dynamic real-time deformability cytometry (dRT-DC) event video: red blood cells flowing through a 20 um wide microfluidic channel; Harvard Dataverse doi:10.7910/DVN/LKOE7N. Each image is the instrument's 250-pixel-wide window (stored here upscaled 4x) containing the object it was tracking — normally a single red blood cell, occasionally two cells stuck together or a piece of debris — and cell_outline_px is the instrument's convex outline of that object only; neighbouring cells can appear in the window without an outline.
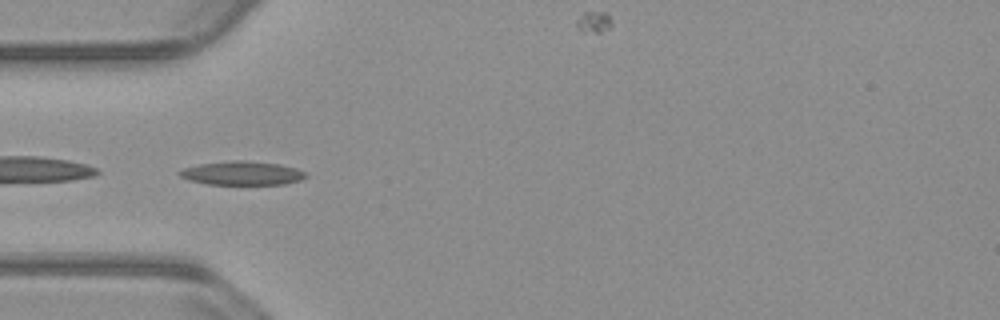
{"species": "common noctule bat (a hibernating species)", "species_latin": "Nyctalus noctula", "temperature_condition": "warm", "stored_images_in_passage": 39, "camera_frame_rate_fps": 3000, "um_per_image_px": 0.085, "animal": {"sex": "male", "body_mass_g": 23.1, "forearm_length_mm": 52.7}, "frame": {"image": 1, "passage_image": 1, "time_ms": 0.0, "image_size_px": [1000, 320], "cell_outline_px": [[308, 176], [300, 180], [284, 184], [208, 184], [188, 180], [180, 176], [176, 172], [184, 168], [200, 164], [228, 160], [244, 160], [280, 164], [296, 168], [304, 172]], "centroid_in_image_um": [20.56, 14.71], "position_along_channel_um": 64.4, "area_um2": 17.51}}
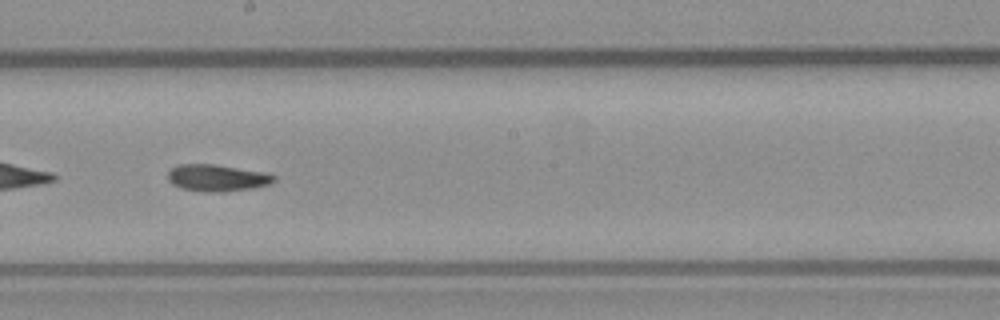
{"frame": {"image": 2, "passage_image": 14, "time_ms": 4.333, "image_size_px": [1000, 320], "cell_outline_px": [[276, 180], [272, 184], [256, 188], [224, 192], [204, 192], [180, 188], [172, 184], [168, 180], [168, 172], [176, 164], [212, 164], [264, 172], [276, 176]], "centroid_in_image_um": [18.47, 15.13], "position_along_channel_um": 229.7, "area_um2": 16.82}}
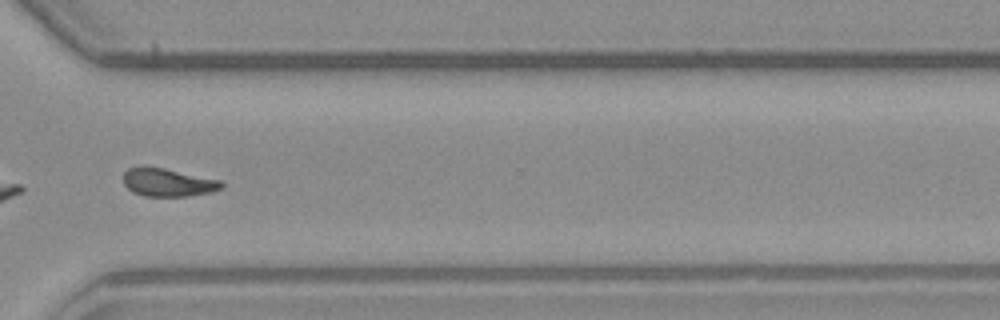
{"frame": {"image": 3, "passage_image": 24, "time_ms": 7.667, "image_size_px": [1000, 320], "cell_outline_px": [[224, 188], [208, 192], [188, 196], [144, 196], [132, 192], [124, 184], [124, 172], [128, 168], [140, 164], [144, 164], [164, 168], [220, 180], [224, 184]], "centroid_in_image_um": [14.22, 15.48], "position_along_channel_um": 356.4, "area_um2": 16.3}, "authors_computed_cell_mechanics": {"area_um2": 16.3574, "velocity_mm_per_s": 3.8089, "shape_relaxation_time_tau1_ms": null, "shape_relaxation_time_tau2_ms": 9.8682, "deformation_change_tau1": null, "deformation_change_tau2": 0.1804}}